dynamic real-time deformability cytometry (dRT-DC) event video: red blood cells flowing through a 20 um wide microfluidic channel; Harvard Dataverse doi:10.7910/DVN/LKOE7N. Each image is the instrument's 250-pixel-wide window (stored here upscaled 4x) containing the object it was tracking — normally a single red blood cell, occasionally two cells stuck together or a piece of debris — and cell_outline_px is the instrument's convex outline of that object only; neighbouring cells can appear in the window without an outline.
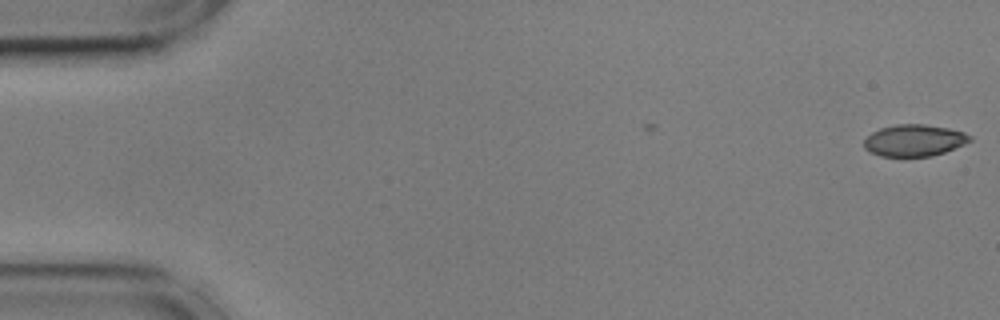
{"species": "common noctule bat (a hibernating species)", "species_latin": "Nyctalus noctula", "temperature_condition": "cold", "stored_images_in_passage": 2, "camera_frame_rate_fps": 3000, "um_per_image_px": 0.085, "animal": {"sex": "male", "body_mass_g": 17.9, "forearm_length_mm": 54.2}, "frame": {"image": 1, "passage_image": 2, "time_ms": 0.333, "image_size_px": [1000, 320], "cell_outline_px": [[972, 140], [964, 144], [944, 152], [932, 156], [880, 156], [868, 152], [864, 148], [864, 140], [872, 132], [880, 128], [896, 124], [924, 124], [948, 128], [964, 132], [972, 136]], "centroid_in_image_um": [77.69, 11.93], "position_along_channel_um": 7.3, "area_um2": 19.59}}